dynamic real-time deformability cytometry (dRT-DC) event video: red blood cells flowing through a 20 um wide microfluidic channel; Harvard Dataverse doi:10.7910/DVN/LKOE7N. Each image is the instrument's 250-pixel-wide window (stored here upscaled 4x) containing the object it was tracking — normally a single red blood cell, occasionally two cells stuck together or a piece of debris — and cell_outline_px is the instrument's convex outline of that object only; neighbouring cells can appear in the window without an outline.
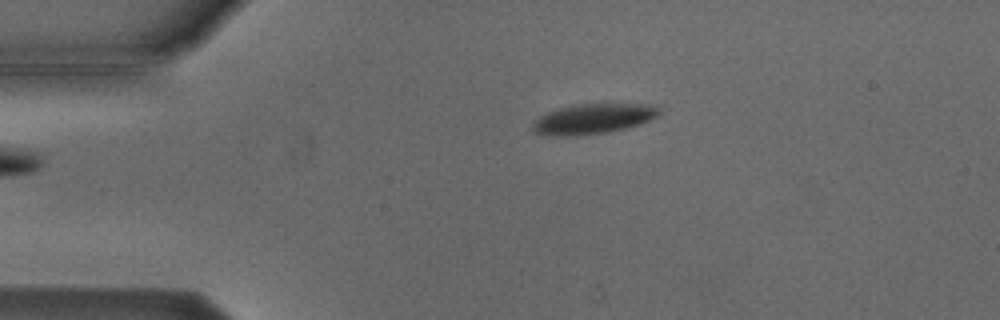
{"species": "Egyptian fruit bat (a non-hibernating species)", "species_latin": "Rousettus aegyptiacus", "temperature_condition": "cold", "stored_images_in_passage": 2, "camera_frame_rate_fps": 3000, "um_per_image_px": 0.085, "animal": {"sex": "male"}, "frame": {"image": 1, "passage_image": 1, "time_ms": 0.0, "image_size_px": [1000, 320], "cell_outline_px": [[664, 112], [640, 124], [608, 132], [576, 136], [548, 136], [532, 132], [532, 124], [540, 116], [548, 112], [560, 108], [576, 104], [656, 104]], "centroid_in_image_um": [50.43, 10.1], "position_along_channel_um": 34.6, "area_um2": 22.37}}